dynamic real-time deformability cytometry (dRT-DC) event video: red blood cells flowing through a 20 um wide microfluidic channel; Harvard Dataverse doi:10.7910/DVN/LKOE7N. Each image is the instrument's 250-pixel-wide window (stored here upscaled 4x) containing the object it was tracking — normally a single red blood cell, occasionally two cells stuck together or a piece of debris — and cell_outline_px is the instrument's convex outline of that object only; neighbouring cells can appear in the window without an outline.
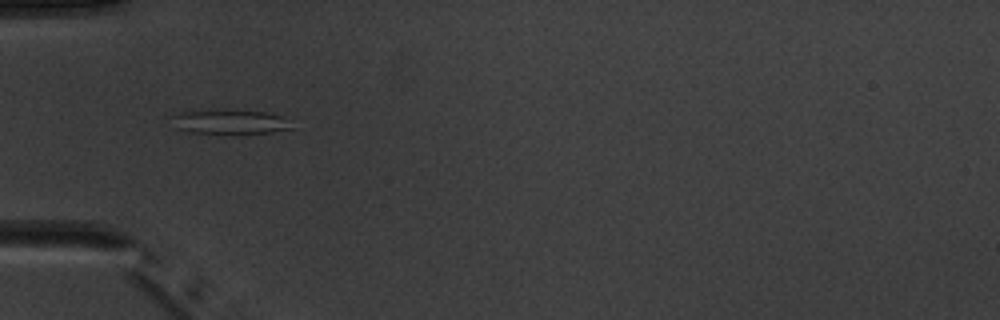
{"species": "common noctule bat (a hibernating species)", "species_latin": "Nyctalus noctula", "temperature_condition": "warm", "stored_images_in_passage": 2, "camera_frame_rate_fps": 3000, "um_per_image_px": 0.085, "animal": {"sex": "male", "body_mass_g": 20.1, "forearm_length_mm": 53.5}, "frame": {"image": 1, "passage_image": 1, "time_ms": 0.0, "image_size_px": [1000, 320], "cell_outline_px": [[296, 128], [272, 132], [192, 132], [176, 128], [168, 116], [180, 112], [220, 108], [264, 112], [284, 116]], "centroid_in_image_um": [19.52, 10.3], "position_along_channel_um": 65.5, "area_um2": 17.22}}
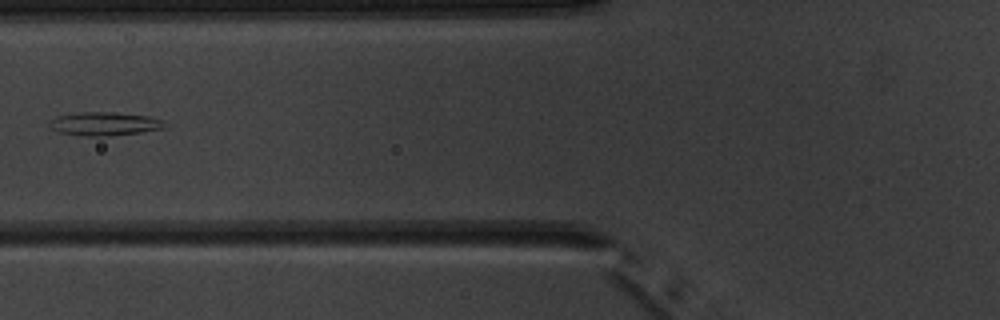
{"frame": {"image": 2, "passage_image": 2, "time_ms": 1.333, "image_size_px": [1000, 320], "cell_outline_px": [[164, 128], [140, 132], [112, 136], [80, 136], [56, 132], [48, 128], [48, 120], [56, 116], [76, 112], [116, 112], [148, 116], [164, 120]], "centroid_in_image_um": [8.78, 10.52], "position_along_channel_um": 117.0, "area_um2": 16.18}}